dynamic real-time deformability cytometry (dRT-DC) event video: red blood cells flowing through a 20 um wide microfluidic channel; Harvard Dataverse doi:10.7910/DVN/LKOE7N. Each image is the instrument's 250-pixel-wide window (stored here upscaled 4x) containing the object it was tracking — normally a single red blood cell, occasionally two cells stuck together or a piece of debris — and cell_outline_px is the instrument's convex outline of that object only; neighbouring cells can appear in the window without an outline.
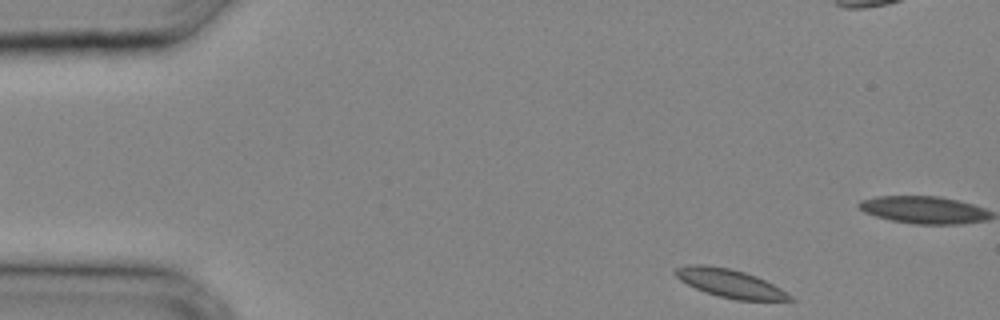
{"species": "common noctule bat (a hibernating species)", "species_latin": "Nyctalus noctula", "temperature_condition": "cold", "stored_images_in_passage": 7, "camera_frame_rate_fps": 3000, "um_per_image_px": 0.085, "animal": {"sex": "male", "body_mass_g": 20.4}, "frame": {"image": 1, "passage_image": 1, "time_ms": 0.0, "image_size_px": [1000, 320], "cell_outline_px": [[796, 300], [736, 300], [704, 292], [680, 280], [672, 272], [676, 268], [688, 264], [704, 264], [732, 268], [756, 276], [780, 288], [792, 296]], "centroid_in_image_um": [62.01, 24.06], "position_along_channel_um": 23.0, "area_um2": 18.84}}